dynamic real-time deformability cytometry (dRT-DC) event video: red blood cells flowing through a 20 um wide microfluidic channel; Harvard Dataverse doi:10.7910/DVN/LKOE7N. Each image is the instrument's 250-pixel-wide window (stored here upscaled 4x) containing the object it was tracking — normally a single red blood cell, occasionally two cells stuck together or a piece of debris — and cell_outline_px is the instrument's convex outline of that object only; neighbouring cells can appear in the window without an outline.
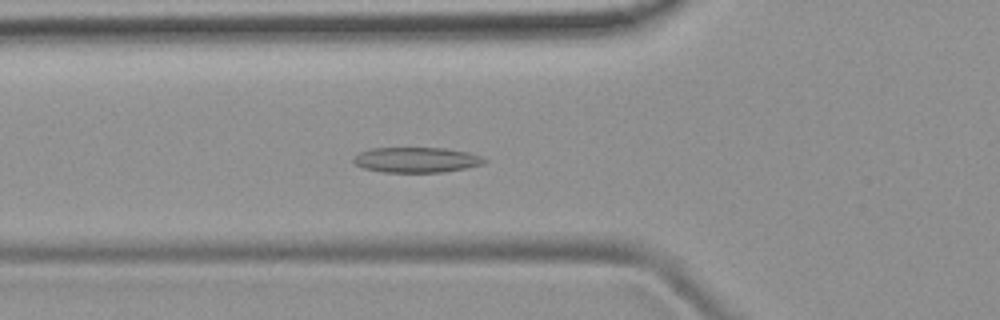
{"species": "common noctule bat (a hibernating species)", "species_latin": "Nyctalus noctula", "temperature_condition": "room temperature", "stored_images_in_passage": 52, "camera_frame_rate_fps": 3000, "um_per_image_px": 0.085, "animal": {"sex": "female", "body_mass_g": 19.9}, "frame": {"image": 1, "passage_image": 19, "time_ms": 6.0, "image_size_px": [1000, 320], "cell_outline_px": [[488, 160], [484, 164], [468, 168], [444, 172], [384, 172], [364, 168], [356, 164], [352, 160], [352, 156], [360, 152], [372, 148], [448, 148], [468, 152], [480, 156]], "centroid_in_image_um": [35.42, 13.59], "position_along_channel_um": 90.4, "area_um2": 19.42}}
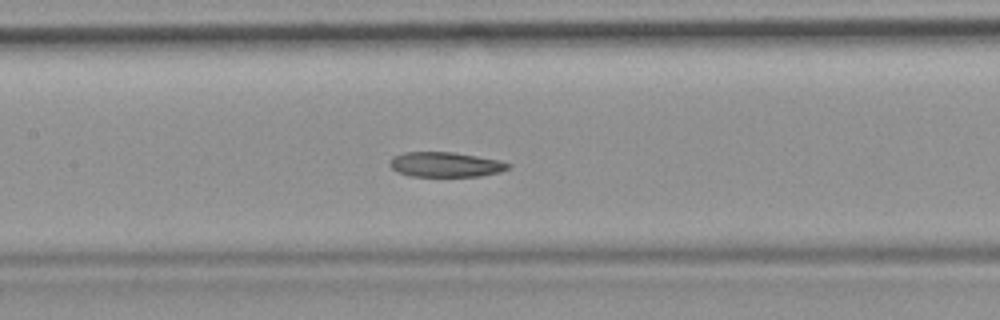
{"frame": {"image": 2, "passage_image": 25, "time_ms": 8.0, "image_size_px": [1000, 320], "cell_outline_px": [[512, 168], [500, 172], [480, 176], [408, 176], [396, 172], [388, 164], [388, 160], [392, 156], [404, 152], [452, 152], [500, 160], [512, 164]], "centroid_in_image_um": [37.85, 13.99], "position_along_channel_um": 169.6, "area_um2": 17.46}}
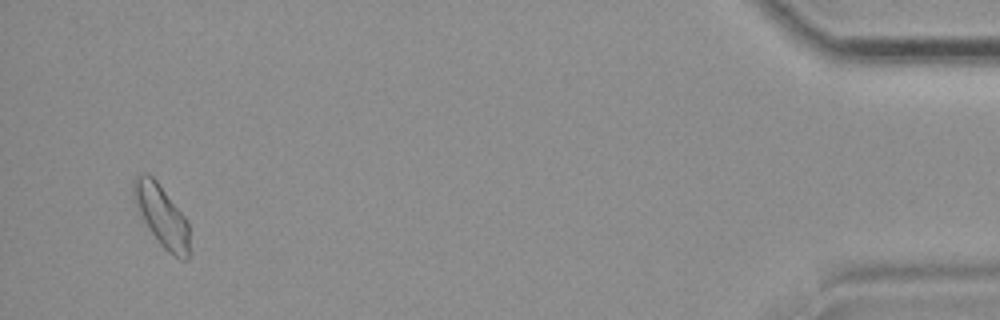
{"frame": {"image": 3, "passage_image": 50, "time_ms": 16.333, "image_size_px": [1000, 320], "cell_outline_px": [[188, 260], [184, 260], [168, 252], [160, 244], [148, 228], [136, 208], [132, 200], [132, 180], [136, 176], [144, 172], [152, 176], [156, 180], [188, 220]], "centroid_in_image_um": [13.69, 18.29], "position_along_channel_um": 421.5, "area_um2": 20.06}, "authors_computed_cell_mechanics": {"area_um2": 18.9584, "velocity_mm_per_s": 3.9394, "shape_relaxation_time_tau1_ms": null, "shape_relaxation_time_tau2_ms": 3.2769, "deformation_change_tau1": null, "deformation_change_tau2": 0.0982}}